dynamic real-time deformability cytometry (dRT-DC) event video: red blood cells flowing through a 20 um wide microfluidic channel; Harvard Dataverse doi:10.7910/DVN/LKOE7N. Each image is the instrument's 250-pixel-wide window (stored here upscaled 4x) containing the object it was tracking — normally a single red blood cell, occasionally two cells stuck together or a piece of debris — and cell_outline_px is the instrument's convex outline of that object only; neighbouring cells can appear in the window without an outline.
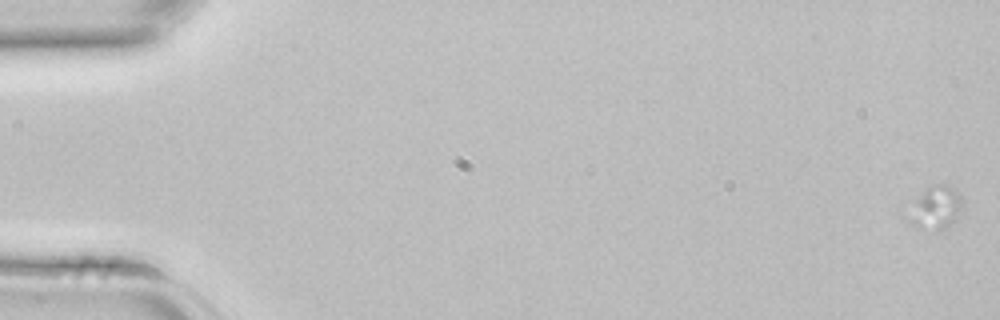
{"species": "common noctule bat (a hibernating species)", "species_latin": "Nyctalus noctula", "temperature_condition": "room temperature", "stored_images_in_passage": 2, "segment_of_instrument_passage": [2, 2], "camera_frame_rate_fps": 3000, "um_per_image_px": 0.085, "animal": {"sex": "female", "body_mass_g": 22.7, "forearm_length_mm": 54.2}, "frame": {"image": 1, "passage_image": 2, "time_ms": 0.333, "image_size_px": [1000, 320], "cell_outline_px": [[964, 208], [956, 220], [952, 224], [940, 232], [936, 232], [920, 228], [904, 220], [904, 216], [916, 200], [928, 188], [936, 184], [948, 184], [960, 196], [964, 204]], "centroid_in_image_um": [79.54, 17.73], "position_along_channel_um": 5.5, "area_um2": 13.93}}